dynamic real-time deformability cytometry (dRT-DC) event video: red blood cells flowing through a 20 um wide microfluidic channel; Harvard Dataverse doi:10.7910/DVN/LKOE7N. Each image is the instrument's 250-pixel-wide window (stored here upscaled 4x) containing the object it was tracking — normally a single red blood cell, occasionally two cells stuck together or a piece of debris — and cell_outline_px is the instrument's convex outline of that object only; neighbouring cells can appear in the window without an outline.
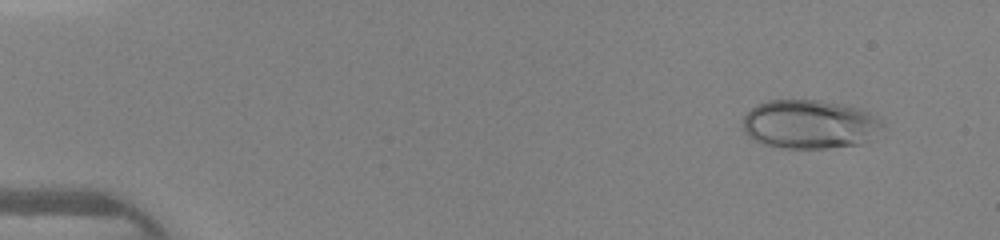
{"species": "human", "species_latin": "Homo sapiens", "temperature_condition": "warm", "stored_images_in_passage": 46, "camera_frame_rate_fps": 3000, "um_per_image_px": 0.085, "donor": {"sex": "female"}, "frame": {"image": 1, "passage_image": 4, "time_ms": 1.0, "image_size_px": [1000, 240], "cell_outline_px": [[884, 128], [872, 140], [860, 144], [828, 148], [784, 148], [764, 144], [748, 136], [744, 132], [744, 116], [756, 104], [768, 100], [816, 100], [844, 104], [868, 112], [876, 116], [884, 124]], "centroid_in_image_um": [68.86, 10.57], "position_along_channel_um": 16.1, "area_um2": 39.94}}
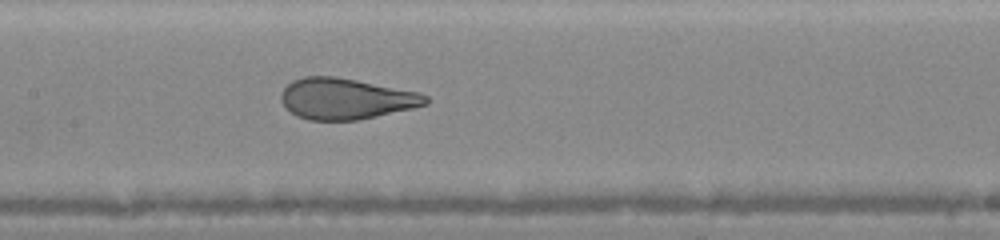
{"frame": {"image": 2, "passage_image": 23, "time_ms": 7.333, "image_size_px": [1000, 240], "cell_outline_px": [[428, 104], [412, 108], [360, 120], [308, 120], [296, 116], [284, 108], [280, 100], [280, 96], [284, 88], [292, 80], [304, 76], [336, 76], [420, 92], [428, 96]], "centroid_in_image_um": [29.37, 8.39], "position_along_channel_um": 178.0, "area_um2": 34.85}}
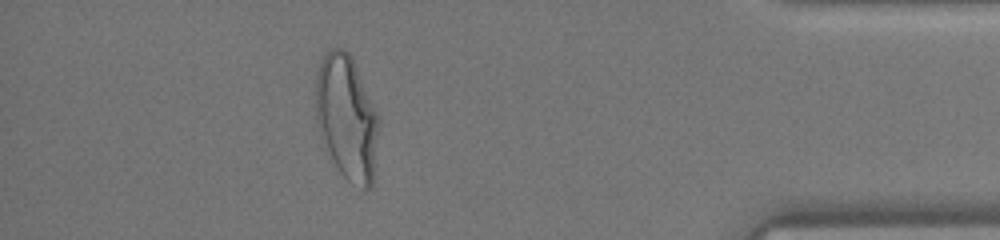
{"frame": {"image": 3, "passage_image": 41, "time_ms": 13.333, "image_size_px": [1000, 240], "cell_outline_px": [[380, 124], [372, 184], [364, 192], [352, 184], [340, 172], [332, 160], [316, 124], [316, 72], [328, 48], [340, 48], [348, 52], [352, 56], [380, 116]], "centroid_in_image_um": [29.5, 9.99], "position_along_channel_um": 405.7, "area_um2": 46.3}}